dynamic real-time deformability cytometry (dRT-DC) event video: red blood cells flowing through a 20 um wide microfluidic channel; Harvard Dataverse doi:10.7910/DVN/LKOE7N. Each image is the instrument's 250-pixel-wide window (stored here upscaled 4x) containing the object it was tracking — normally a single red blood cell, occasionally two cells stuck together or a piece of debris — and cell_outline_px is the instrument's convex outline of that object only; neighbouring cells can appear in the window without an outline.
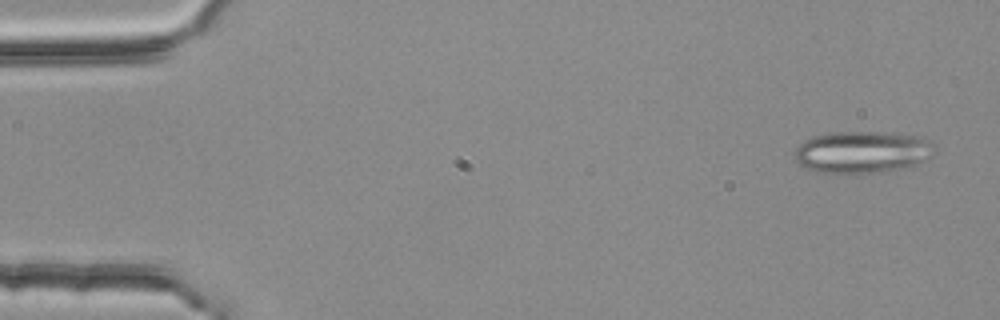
{"species": "common noctule bat (a hibernating species)", "species_latin": "Nyctalus noctula", "temperature_condition": "room temperature", "stored_images_in_passage": 54, "segment_of_instrument_passage": [1, 2], "camera_frame_rate_fps": 3000, "um_per_image_px": 0.085, "animal": {"sex": "female", "body_mass_g": 25.1}, "frame": {"image": 1, "passage_image": 3, "time_ms": 0.667, "image_size_px": [1000, 320], "cell_outline_px": [[936, 152], [924, 160], [916, 164], [876, 172], [820, 172], [804, 168], [796, 160], [792, 152], [804, 140], [816, 136], [832, 132], [880, 132], [924, 136], [932, 144]], "centroid_in_image_um": [73.27, 12.9], "position_along_channel_um": 11.7, "area_um2": 33.81}}